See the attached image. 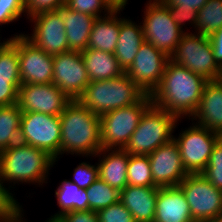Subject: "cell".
<instances>
[{"instance_id": "obj_30", "label": "cell", "mask_w": 222, "mask_h": 222, "mask_svg": "<svg viewBox=\"0 0 222 222\" xmlns=\"http://www.w3.org/2000/svg\"><path fill=\"white\" fill-rule=\"evenodd\" d=\"M127 185L157 187L153 182L148 155L129 154Z\"/></svg>"}, {"instance_id": "obj_28", "label": "cell", "mask_w": 222, "mask_h": 222, "mask_svg": "<svg viewBox=\"0 0 222 222\" xmlns=\"http://www.w3.org/2000/svg\"><path fill=\"white\" fill-rule=\"evenodd\" d=\"M222 27V0H208L198 10L195 33L211 36Z\"/></svg>"}, {"instance_id": "obj_1", "label": "cell", "mask_w": 222, "mask_h": 222, "mask_svg": "<svg viewBox=\"0 0 222 222\" xmlns=\"http://www.w3.org/2000/svg\"><path fill=\"white\" fill-rule=\"evenodd\" d=\"M207 82L204 77L169 60L159 85L150 94L151 101L179 119L186 116L190 120Z\"/></svg>"}, {"instance_id": "obj_36", "label": "cell", "mask_w": 222, "mask_h": 222, "mask_svg": "<svg viewBox=\"0 0 222 222\" xmlns=\"http://www.w3.org/2000/svg\"><path fill=\"white\" fill-rule=\"evenodd\" d=\"M21 85L20 77L0 75V107L18 103V93Z\"/></svg>"}, {"instance_id": "obj_42", "label": "cell", "mask_w": 222, "mask_h": 222, "mask_svg": "<svg viewBox=\"0 0 222 222\" xmlns=\"http://www.w3.org/2000/svg\"><path fill=\"white\" fill-rule=\"evenodd\" d=\"M207 1L208 0H163L162 2L169 9H189L198 12Z\"/></svg>"}, {"instance_id": "obj_11", "label": "cell", "mask_w": 222, "mask_h": 222, "mask_svg": "<svg viewBox=\"0 0 222 222\" xmlns=\"http://www.w3.org/2000/svg\"><path fill=\"white\" fill-rule=\"evenodd\" d=\"M178 186L190 206L194 222L222 215V190L215 188L201 173L188 174Z\"/></svg>"}, {"instance_id": "obj_32", "label": "cell", "mask_w": 222, "mask_h": 222, "mask_svg": "<svg viewBox=\"0 0 222 222\" xmlns=\"http://www.w3.org/2000/svg\"><path fill=\"white\" fill-rule=\"evenodd\" d=\"M201 174L215 188L222 190V137L214 146L208 165Z\"/></svg>"}, {"instance_id": "obj_40", "label": "cell", "mask_w": 222, "mask_h": 222, "mask_svg": "<svg viewBox=\"0 0 222 222\" xmlns=\"http://www.w3.org/2000/svg\"><path fill=\"white\" fill-rule=\"evenodd\" d=\"M55 222H98L96 211H70L59 216Z\"/></svg>"}, {"instance_id": "obj_7", "label": "cell", "mask_w": 222, "mask_h": 222, "mask_svg": "<svg viewBox=\"0 0 222 222\" xmlns=\"http://www.w3.org/2000/svg\"><path fill=\"white\" fill-rule=\"evenodd\" d=\"M145 5L141 23L144 38L170 58L186 31L176 24L169 8L162 1L148 0Z\"/></svg>"}, {"instance_id": "obj_35", "label": "cell", "mask_w": 222, "mask_h": 222, "mask_svg": "<svg viewBox=\"0 0 222 222\" xmlns=\"http://www.w3.org/2000/svg\"><path fill=\"white\" fill-rule=\"evenodd\" d=\"M27 15L26 0H0V25L18 21L23 14Z\"/></svg>"}, {"instance_id": "obj_26", "label": "cell", "mask_w": 222, "mask_h": 222, "mask_svg": "<svg viewBox=\"0 0 222 222\" xmlns=\"http://www.w3.org/2000/svg\"><path fill=\"white\" fill-rule=\"evenodd\" d=\"M86 189L79 188L70 180H62L55 190V196L60 211L48 218V221H55L59 216L70 211L89 210Z\"/></svg>"}, {"instance_id": "obj_22", "label": "cell", "mask_w": 222, "mask_h": 222, "mask_svg": "<svg viewBox=\"0 0 222 222\" xmlns=\"http://www.w3.org/2000/svg\"><path fill=\"white\" fill-rule=\"evenodd\" d=\"M145 41L143 28L131 19L120 18V31L114 55L124 72L131 66L141 44Z\"/></svg>"}, {"instance_id": "obj_2", "label": "cell", "mask_w": 222, "mask_h": 222, "mask_svg": "<svg viewBox=\"0 0 222 222\" xmlns=\"http://www.w3.org/2000/svg\"><path fill=\"white\" fill-rule=\"evenodd\" d=\"M59 118L60 156L69 153L94 157L102 149L100 116L90 111L79 100H71Z\"/></svg>"}, {"instance_id": "obj_47", "label": "cell", "mask_w": 222, "mask_h": 222, "mask_svg": "<svg viewBox=\"0 0 222 222\" xmlns=\"http://www.w3.org/2000/svg\"><path fill=\"white\" fill-rule=\"evenodd\" d=\"M218 82H219V84L222 86V70L220 71V73L218 74V77H217V79H216Z\"/></svg>"}, {"instance_id": "obj_38", "label": "cell", "mask_w": 222, "mask_h": 222, "mask_svg": "<svg viewBox=\"0 0 222 222\" xmlns=\"http://www.w3.org/2000/svg\"><path fill=\"white\" fill-rule=\"evenodd\" d=\"M96 213L98 222H135L132 214L120 201Z\"/></svg>"}, {"instance_id": "obj_18", "label": "cell", "mask_w": 222, "mask_h": 222, "mask_svg": "<svg viewBox=\"0 0 222 222\" xmlns=\"http://www.w3.org/2000/svg\"><path fill=\"white\" fill-rule=\"evenodd\" d=\"M190 118L222 137V86L217 80L205 84L200 102Z\"/></svg>"}, {"instance_id": "obj_49", "label": "cell", "mask_w": 222, "mask_h": 222, "mask_svg": "<svg viewBox=\"0 0 222 222\" xmlns=\"http://www.w3.org/2000/svg\"><path fill=\"white\" fill-rule=\"evenodd\" d=\"M7 40H8V39H5V40H3V42H1V40H0V43H5Z\"/></svg>"}, {"instance_id": "obj_8", "label": "cell", "mask_w": 222, "mask_h": 222, "mask_svg": "<svg viewBox=\"0 0 222 222\" xmlns=\"http://www.w3.org/2000/svg\"><path fill=\"white\" fill-rule=\"evenodd\" d=\"M170 60L208 81L216 80L222 69L214 59L209 37L195 32L182 35Z\"/></svg>"}, {"instance_id": "obj_6", "label": "cell", "mask_w": 222, "mask_h": 222, "mask_svg": "<svg viewBox=\"0 0 222 222\" xmlns=\"http://www.w3.org/2000/svg\"><path fill=\"white\" fill-rule=\"evenodd\" d=\"M150 94L130 106L100 116L103 149H124L136 130L144 112L152 105Z\"/></svg>"}, {"instance_id": "obj_4", "label": "cell", "mask_w": 222, "mask_h": 222, "mask_svg": "<svg viewBox=\"0 0 222 222\" xmlns=\"http://www.w3.org/2000/svg\"><path fill=\"white\" fill-rule=\"evenodd\" d=\"M146 93L126 73L114 79L91 81L78 99L95 114H102L139 102Z\"/></svg>"}, {"instance_id": "obj_20", "label": "cell", "mask_w": 222, "mask_h": 222, "mask_svg": "<svg viewBox=\"0 0 222 222\" xmlns=\"http://www.w3.org/2000/svg\"><path fill=\"white\" fill-rule=\"evenodd\" d=\"M159 187L127 185L120 194V202L129 210L135 222H153Z\"/></svg>"}, {"instance_id": "obj_9", "label": "cell", "mask_w": 222, "mask_h": 222, "mask_svg": "<svg viewBox=\"0 0 222 222\" xmlns=\"http://www.w3.org/2000/svg\"><path fill=\"white\" fill-rule=\"evenodd\" d=\"M19 140L21 143L44 150L55 162L58 161L61 141L59 116L22 112Z\"/></svg>"}, {"instance_id": "obj_10", "label": "cell", "mask_w": 222, "mask_h": 222, "mask_svg": "<svg viewBox=\"0 0 222 222\" xmlns=\"http://www.w3.org/2000/svg\"><path fill=\"white\" fill-rule=\"evenodd\" d=\"M181 131L177 138L174 136L173 139L179 147L184 168L189 174L202 173L221 136L194 122Z\"/></svg>"}, {"instance_id": "obj_46", "label": "cell", "mask_w": 222, "mask_h": 222, "mask_svg": "<svg viewBox=\"0 0 222 222\" xmlns=\"http://www.w3.org/2000/svg\"><path fill=\"white\" fill-rule=\"evenodd\" d=\"M200 222H222V215L213 217L211 219L203 220V221H200Z\"/></svg>"}, {"instance_id": "obj_27", "label": "cell", "mask_w": 222, "mask_h": 222, "mask_svg": "<svg viewBox=\"0 0 222 222\" xmlns=\"http://www.w3.org/2000/svg\"><path fill=\"white\" fill-rule=\"evenodd\" d=\"M21 116L18 103L0 107V152L20 142Z\"/></svg>"}, {"instance_id": "obj_14", "label": "cell", "mask_w": 222, "mask_h": 222, "mask_svg": "<svg viewBox=\"0 0 222 222\" xmlns=\"http://www.w3.org/2000/svg\"><path fill=\"white\" fill-rule=\"evenodd\" d=\"M169 60L167 55L145 40L125 73L146 94H151L159 85Z\"/></svg>"}, {"instance_id": "obj_44", "label": "cell", "mask_w": 222, "mask_h": 222, "mask_svg": "<svg viewBox=\"0 0 222 222\" xmlns=\"http://www.w3.org/2000/svg\"><path fill=\"white\" fill-rule=\"evenodd\" d=\"M112 11H123L128 0H104Z\"/></svg>"}, {"instance_id": "obj_24", "label": "cell", "mask_w": 222, "mask_h": 222, "mask_svg": "<svg viewBox=\"0 0 222 222\" xmlns=\"http://www.w3.org/2000/svg\"><path fill=\"white\" fill-rule=\"evenodd\" d=\"M119 14L120 11H112L109 15H103L95 20L87 48L114 54L120 31Z\"/></svg>"}, {"instance_id": "obj_17", "label": "cell", "mask_w": 222, "mask_h": 222, "mask_svg": "<svg viewBox=\"0 0 222 222\" xmlns=\"http://www.w3.org/2000/svg\"><path fill=\"white\" fill-rule=\"evenodd\" d=\"M153 182L158 187L178 186L189 174L174 139L148 155Z\"/></svg>"}, {"instance_id": "obj_39", "label": "cell", "mask_w": 222, "mask_h": 222, "mask_svg": "<svg viewBox=\"0 0 222 222\" xmlns=\"http://www.w3.org/2000/svg\"><path fill=\"white\" fill-rule=\"evenodd\" d=\"M65 0H26L27 18L44 12L59 10Z\"/></svg>"}, {"instance_id": "obj_31", "label": "cell", "mask_w": 222, "mask_h": 222, "mask_svg": "<svg viewBox=\"0 0 222 222\" xmlns=\"http://www.w3.org/2000/svg\"><path fill=\"white\" fill-rule=\"evenodd\" d=\"M13 35L0 45V75L20 77L17 36L24 35V33Z\"/></svg>"}, {"instance_id": "obj_34", "label": "cell", "mask_w": 222, "mask_h": 222, "mask_svg": "<svg viewBox=\"0 0 222 222\" xmlns=\"http://www.w3.org/2000/svg\"><path fill=\"white\" fill-rule=\"evenodd\" d=\"M9 189L5 187L2 177L0 175V216L4 220H9L17 217L22 211V205L20 206L19 202L14 198L15 196L10 193Z\"/></svg>"}, {"instance_id": "obj_45", "label": "cell", "mask_w": 222, "mask_h": 222, "mask_svg": "<svg viewBox=\"0 0 222 222\" xmlns=\"http://www.w3.org/2000/svg\"><path fill=\"white\" fill-rule=\"evenodd\" d=\"M24 210L22 209V211L20 212V214L15 217V218H12V219H9V220H5L4 222H26V221H23L24 219V215H23V212ZM23 217V218H22Z\"/></svg>"}, {"instance_id": "obj_48", "label": "cell", "mask_w": 222, "mask_h": 222, "mask_svg": "<svg viewBox=\"0 0 222 222\" xmlns=\"http://www.w3.org/2000/svg\"><path fill=\"white\" fill-rule=\"evenodd\" d=\"M5 220L0 216V222H4Z\"/></svg>"}, {"instance_id": "obj_23", "label": "cell", "mask_w": 222, "mask_h": 222, "mask_svg": "<svg viewBox=\"0 0 222 222\" xmlns=\"http://www.w3.org/2000/svg\"><path fill=\"white\" fill-rule=\"evenodd\" d=\"M58 11L64 20L69 49L75 51L87 49L89 35L97 18L90 14L73 11L65 5Z\"/></svg>"}, {"instance_id": "obj_25", "label": "cell", "mask_w": 222, "mask_h": 222, "mask_svg": "<svg viewBox=\"0 0 222 222\" xmlns=\"http://www.w3.org/2000/svg\"><path fill=\"white\" fill-rule=\"evenodd\" d=\"M80 52L90 82L114 79L125 73L112 53L91 48Z\"/></svg>"}, {"instance_id": "obj_12", "label": "cell", "mask_w": 222, "mask_h": 222, "mask_svg": "<svg viewBox=\"0 0 222 222\" xmlns=\"http://www.w3.org/2000/svg\"><path fill=\"white\" fill-rule=\"evenodd\" d=\"M52 83L71 100H78L83 95L90 80L80 51L53 55Z\"/></svg>"}, {"instance_id": "obj_15", "label": "cell", "mask_w": 222, "mask_h": 222, "mask_svg": "<svg viewBox=\"0 0 222 222\" xmlns=\"http://www.w3.org/2000/svg\"><path fill=\"white\" fill-rule=\"evenodd\" d=\"M71 99L55 84H22L18 105L22 112L59 116Z\"/></svg>"}, {"instance_id": "obj_33", "label": "cell", "mask_w": 222, "mask_h": 222, "mask_svg": "<svg viewBox=\"0 0 222 222\" xmlns=\"http://www.w3.org/2000/svg\"><path fill=\"white\" fill-rule=\"evenodd\" d=\"M65 6L73 11L90 14L96 18L103 17L101 13L106 16L112 12L104 0H65Z\"/></svg>"}, {"instance_id": "obj_3", "label": "cell", "mask_w": 222, "mask_h": 222, "mask_svg": "<svg viewBox=\"0 0 222 222\" xmlns=\"http://www.w3.org/2000/svg\"><path fill=\"white\" fill-rule=\"evenodd\" d=\"M55 160L44 150L21 142L0 152V175L3 183L43 185ZM46 181V182H45Z\"/></svg>"}, {"instance_id": "obj_29", "label": "cell", "mask_w": 222, "mask_h": 222, "mask_svg": "<svg viewBox=\"0 0 222 222\" xmlns=\"http://www.w3.org/2000/svg\"><path fill=\"white\" fill-rule=\"evenodd\" d=\"M89 210L99 211L120 201L121 191L98 178L87 189Z\"/></svg>"}, {"instance_id": "obj_41", "label": "cell", "mask_w": 222, "mask_h": 222, "mask_svg": "<svg viewBox=\"0 0 222 222\" xmlns=\"http://www.w3.org/2000/svg\"><path fill=\"white\" fill-rule=\"evenodd\" d=\"M172 19L176 22V24L184 30L183 26L185 27L186 22L189 24L196 26L198 12L189 9H169Z\"/></svg>"}, {"instance_id": "obj_16", "label": "cell", "mask_w": 222, "mask_h": 222, "mask_svg": "<svg viewBox=\"0 0 222 222\" xmlns=\"http://www.w3.org/2000/svg\"><path fill=\"white\" fill-rule=\"evenodd\" d=\"M21 84H48L53 81V55L37 48L25 35L17 36Z\"/></svg>"}, {"instance_id": "obj_43", "label": "cell", "mask_w": 222, "mask_h": 222, "mask_svg": "<svg viewBox=\"0 0 222 222\" xmlns=\"http://www.w3.org/2000/svg\"><path fill=\"white\" fill-rule=\"evenodd\" d=\"M209 39L213 49L214 59L222 68V27L209 36Z\"/></svg>"}, {"instance_id": "obj_13", "label": "cell", "mask_w": 222, "mask_h": 222, "mask_svg": "<svg viewBox=\"0 0 222 222\" xmlns=\"http://www.w3.org/2000/svg\"><path fill=\"white\" fill-rule=\"evenodd\" d=\"M34 24L31 36L25 37L47 54L55 55L69 51L64 20L58 10L44 11L28 18Z\"/></svg>"}, {"instance_id": "obj_5", "label": "cell", "mask_w": 222, "mask_h": 222, "mask_svg": "<svg viewBox=\"0 0 222 222\" xmlns=\"http://www.w3.org/2000/svg\"><path fill=\"white\" fill-rule=\"evenodd\" d=\"M180 120L176 115L152 104L142 115L124 150L129 154L149 155L173 140L172 134Z\"/></svg>"}, {"instance_id": "obj_19", "label": "cell", "mask_w": 222, "mask_h": 222, "mask_svg": "<svg viewBox=\"0 0 222 222\" xmlns=\"http://www.w3.org/2000/svg\"><path fill=\"white\" fill-rule=\"evenodd\" d=\"M153 222H194L179 186L159 187Z\"/></svg>"}, {"instance_id": "obj_21", "label": "cell", "mask_w": 222, "mask_h": 222, "mask_svg": "<svg viewBox=\"0 0 222 222\" xmlns=\"http://www.w3.org/2000/svg\"><path fill=\"white\" fill-rule=\"evenodd\" d=\"M94 157H99V178L122 191L127 186L129 153L124 149L102 148Z\"/></svg>"}, {"instance_id": "obj_37", "label": "cell", "mask_w": 222, "mask_h": 222, "mask_svg": "<svg viewBox=\"0 0 222 222\" xmlns=\"http://www.w3.org/2000/svg\"><path fill=\"white\" fill-rule=\"evenodd\" d=\"M99 178L98 164L91 165V163L81 162L73 171V180L79 188L87 189L95 180Z\"/></svg>"}]
</instances>
